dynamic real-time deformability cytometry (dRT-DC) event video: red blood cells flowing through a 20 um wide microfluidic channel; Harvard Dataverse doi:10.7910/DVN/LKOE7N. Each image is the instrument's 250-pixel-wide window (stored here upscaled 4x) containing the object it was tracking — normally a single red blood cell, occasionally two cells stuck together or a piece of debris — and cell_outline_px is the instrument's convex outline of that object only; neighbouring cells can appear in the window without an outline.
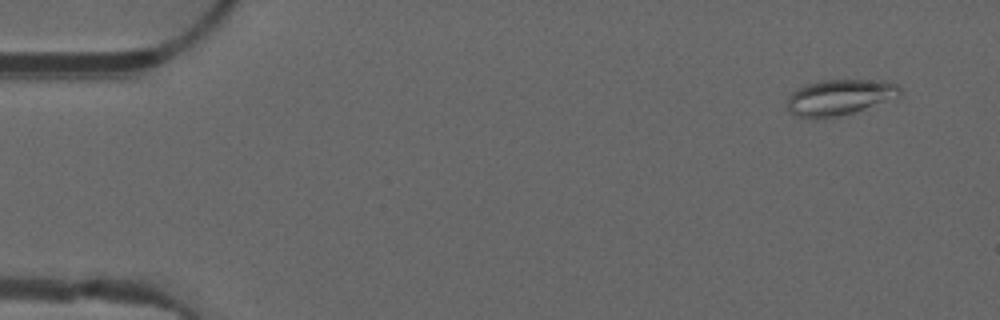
{"species": "common noctule bat (a hibernating species)", "species_latin": "Nyctalus noctula", "temperature_condition": "warm", "stored_images_in_passage": 48, "camera_frame_rate_fps": 3000, "um_per_image_px": 0.085, "animal": {"sex": "male", "forearm_length_mm": 52.5}, "frame": {"image": 1, "passage_image": 1, "time_ms": 0.0, "image_size_px": [1000, 320], "cell_outline_px": [[900, 96], [896, 100], [824, 120], [816, 120], [796, 116], [788, 112], [788, 96], [792, 92], [804, 84], [820, 80], [884, 80], [896, 84], [900, 88]], "centroid_in_image_um": [71.37, 8.29], "position_along_channel_um": 13.6, "area_um2": 24.22}}
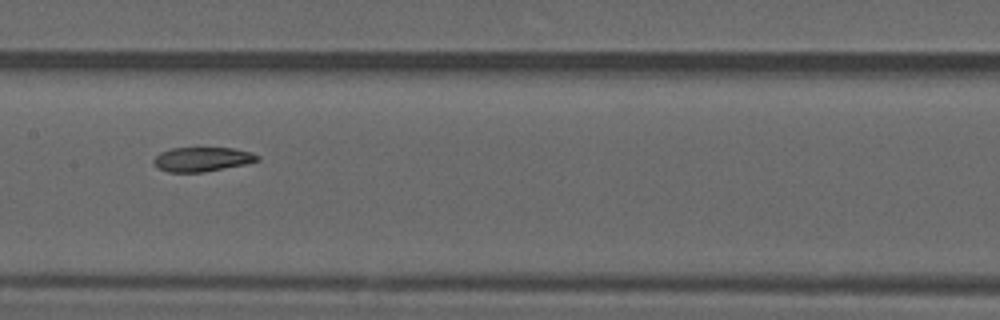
{"frame": {"image": 2, "passage_image": 23, "time_ms": 7.333, "image_size_px": [1000, 320], "cell_outline_px": [[260, 160], [244, 164], [204, 172], [168, 172], [152, 164], [152, 160], [160, 152], [172, 148], [232, 148], [252, 152], [260, 156]], "centroid_in_image_um": [17.17, 13.53], "position_along_channel_um": 190.2, "area_um2": 14.68}}
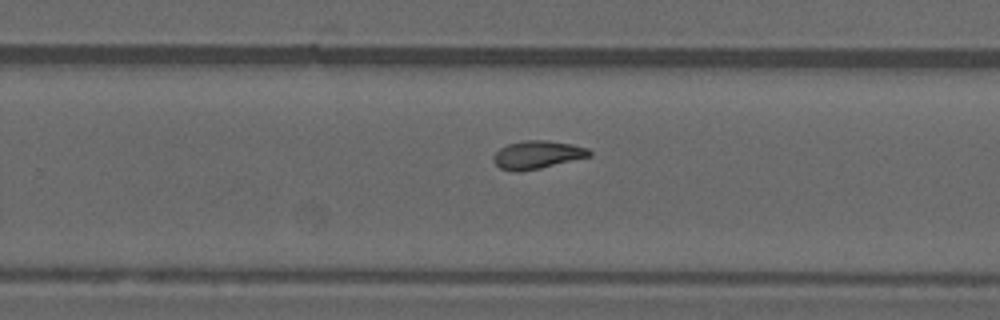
{"frame": {"image": 3, "passage_image": 30, "time_ms": 9.667, "image_size_px": [1000, 320], "cell_outline_px": [[592, 156], [540, 168], [520, 172], [512, 172], [500, 168], [492, 160], [492, 156], [500, 148], [508, 144], [524, 140], [548, 140], [572, 144], [588, 148], [592, 152]], "centroid_in_image_um": [45.67, 13.16], "position_along_channel_um": 284.1, "area_um2": 15.84}, "authors_computed_cell_mechanics": {"area_um2": 15.7794, "velocity_mm_per_s": 4.0407, "shape_relaxation_time_tau1_ms": null, "shape_relaxation_time_tau2_ms": 2.6584, "deformation_change_tau1": null, "deformation_change_tau2": 0.083}}